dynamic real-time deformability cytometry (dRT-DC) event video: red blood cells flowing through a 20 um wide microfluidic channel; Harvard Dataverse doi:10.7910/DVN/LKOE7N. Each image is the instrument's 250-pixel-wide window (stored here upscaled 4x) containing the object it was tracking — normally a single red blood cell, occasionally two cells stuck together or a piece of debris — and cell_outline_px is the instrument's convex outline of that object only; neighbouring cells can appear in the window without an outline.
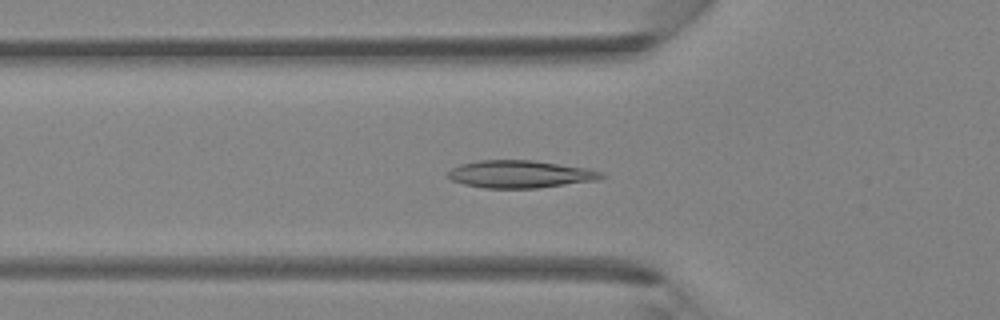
{"species": "Egyptian fruit bat (a non-hibernating species)", "species_latin": "Rousettus aegyptiacus", "temperature_condition": "room temperature", "stored_images_in_passage": 41, "camera_frame_rate_fps": 3000, "um_per_image_px": 0.085, "animal": {"sex": "female"}, "frame": {"image": 1, "passage_image": 14, "time_ms": 4.333, "image_size_px": [1000, 320], "cell_outline_px": [[608, 176], [600, 180], [536, 188], [484, 188], [464, 184], [452, 180], [448, 176], [448, 172], [452, 168], [460, 164], [480, 160], [532, 160], [588, 168], [604, 172]], "centroid_in_image_um": [44.28, 14.8], "position_along_channel_um": 81.5, "area_um2": 24.74}}
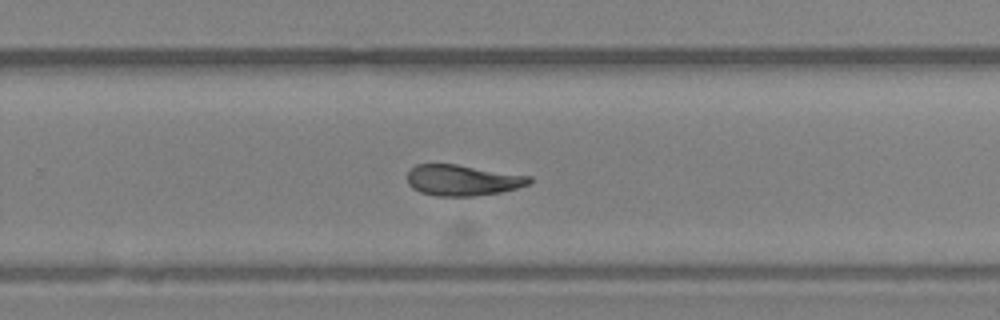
{"frame": {"image": 2, "passage_image": 27, "time_ms": 8.667, "image_size_px": [1000, 320], "cell_outline_px": [[532, 180], [528, 184], [516, 188], [500, 192], [472, 196], [436, 196], [420, 192], [412, 188], [408, 184], [408, 168], [416, 164], [456, 164], [532, 176]], "centroid_in_image_um": [39.28, 15.31], "position_along_channel_um": 290.5, "area_um2": 22.02}}
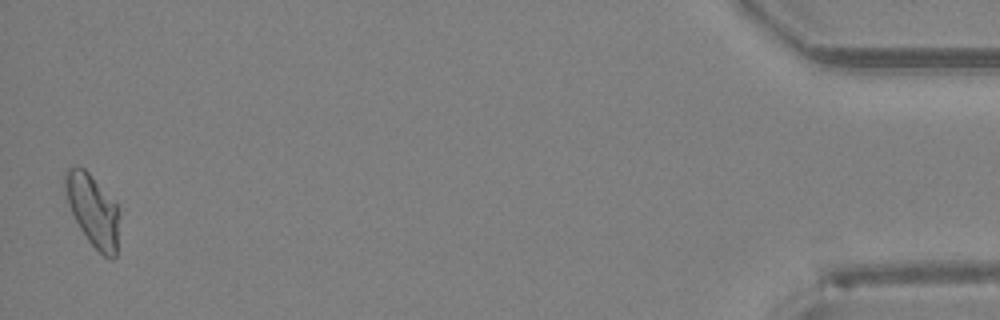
{"frame": {"image": 3, "passage_image": 41, "time_ms": 13.333, "image_size_px": [1000, 320], "cell_outline_px": [[120, 216], [116, 256], [112, 260], [104, 256], [88, 240], [80, 228], [68, 204], [64, 188], [64, 172], [72, 164], [76, 164], [84, 168], [88, 172], [116, 204]], "centroid_in_image_um": [7.88, 17.86], "position_along_channel_um": 427.3, "area_um2": 22.72}}